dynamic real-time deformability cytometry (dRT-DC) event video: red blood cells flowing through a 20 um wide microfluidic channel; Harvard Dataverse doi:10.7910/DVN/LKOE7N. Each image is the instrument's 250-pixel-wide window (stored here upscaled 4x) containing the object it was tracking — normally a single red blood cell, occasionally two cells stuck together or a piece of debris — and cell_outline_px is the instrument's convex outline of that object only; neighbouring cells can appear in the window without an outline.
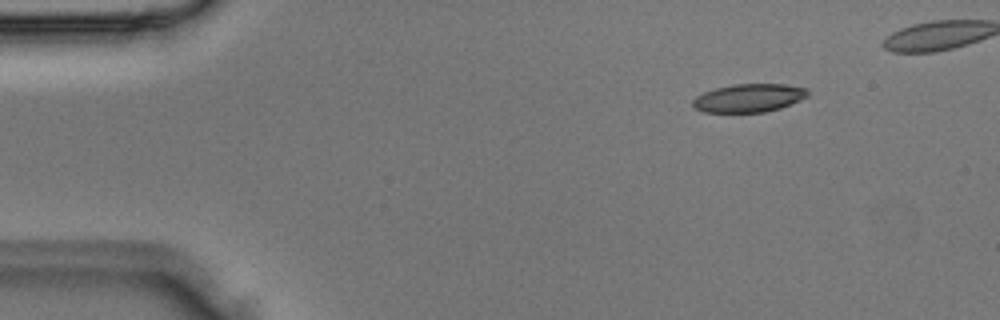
{"species": "Egyptian fruit bat (a non-hibernating species)", "species_latin": "Rousettus aegyptiacus", "temperature_condition": "room temperature", "stored_images_in_passage": 6, "camera_frame_rate_fps": 3000, "um_per_image_px": 0.085, "animal": {"sex": "male"}, "frame": {"image": 1, "passage_image": 2, "time_ms": 0.333, "image_size_px": [1000, 320], "cell_outline_px": [[808, 96], [800, 100], [780, 108], [764, 112], [704, 112], [696, 108], [692, 104], [692, 100], [696, 96], [704, 92], [716, 88], [732, 84], [784, 84], [808, 88]], "centroid_in_image_um": [63.66, 8.32], "position_along_channel_um": 21.3, "area_um2": 18.9}}
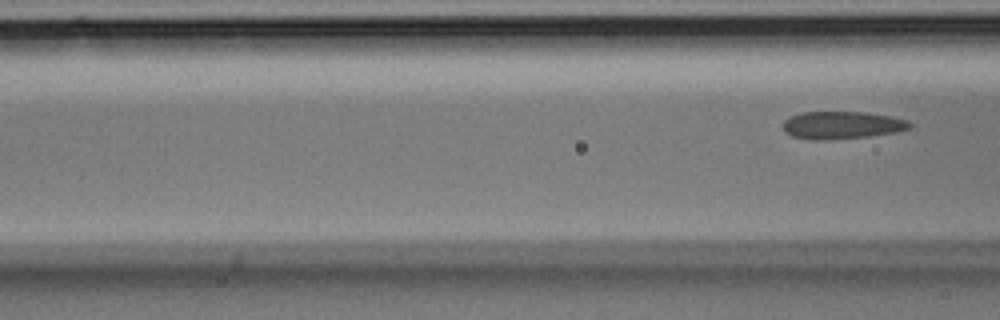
{"frame": {"image": 2, "passage_image": 6, "time_ms": 1.667, "image_size_px": [1000, 320], "cell_outline_px": [[912, 124], [908, 128], [896, 132], [868, 136], [828, 140], [808, 140], [792, 136], [784, 132], [780, 124], [784, 120], [800, 112], [868, 112], [892, 116], [908, 120]], "centroid_in_image_um": [71.51, 10.64], "position_along_channel_um": 95.1, "area_um2": 20.63}}